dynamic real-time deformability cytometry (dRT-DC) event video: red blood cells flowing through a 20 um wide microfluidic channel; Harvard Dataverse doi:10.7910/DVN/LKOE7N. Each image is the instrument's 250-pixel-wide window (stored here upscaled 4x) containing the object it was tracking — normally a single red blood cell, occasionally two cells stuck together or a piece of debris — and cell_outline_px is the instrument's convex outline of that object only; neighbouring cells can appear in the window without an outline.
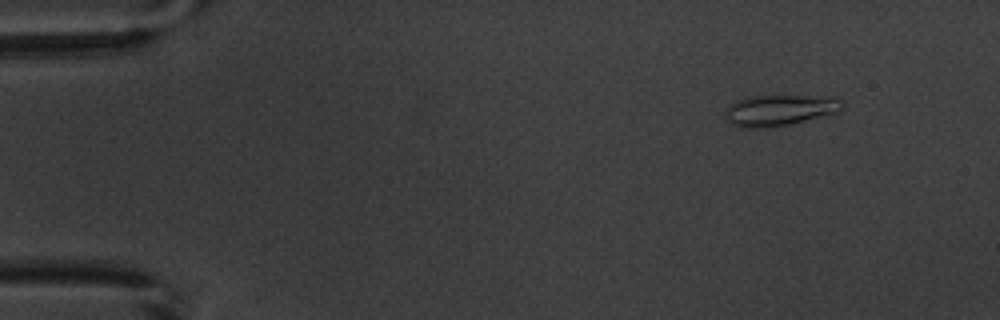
{"species": "common noctule bat (a hibernating species)", "species_latin": "Nyctalus noctula", "temperature_condition": "warm", "stored_images_in_passage": 5, "camera_frame_rate_fps": 3000, "um_per_image_px": 0.085, "animal": {"sex": "male", "body_mass_g": 20.1, "forearm_length_mm": 53.5}, "frame": {"image": 1, "passage_image": 2, "time_ms": 1.0, "image_size_px": [1000, 320], "cell_outline_px": [[844, 108], [836, 112], [788, 124], [764, 128], [740, 128], [732, 124], [728, 120], [728, 108], [736, 100], [748, 96], [832, 96], [840, 100], [844, 104]], "centroid_in_image_um": [66.29, 9.35], "position_along_channel_um": 18.7, "area_um2": 20.75}}
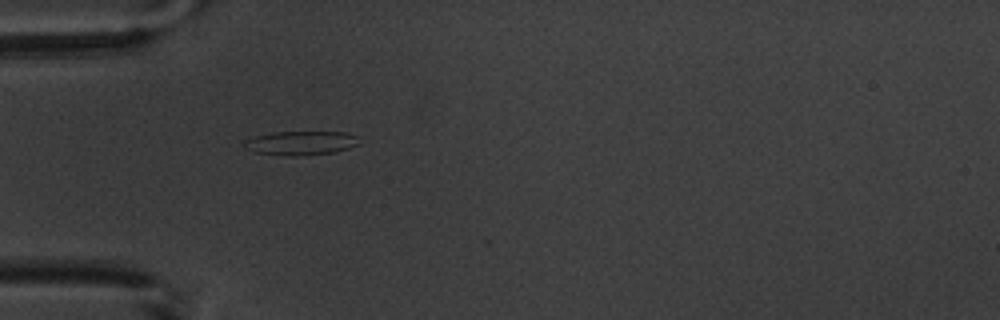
{"frame": {"image": 2, "passage_image": 5, "time_ms": 4.667, "image_size_px": [1000, 320], "cell_outline_px": [[360, 144], [336, 152], [304, 156], [288, 156], [256, 152], [244, 148], [244, 140], [256, 136], [272, 132], [344, 132], [360, 136]], "centroid_in_image_um": [25.62, 12.16], "position_along_channel_um": 59.4, "area_um2": 16.3}}